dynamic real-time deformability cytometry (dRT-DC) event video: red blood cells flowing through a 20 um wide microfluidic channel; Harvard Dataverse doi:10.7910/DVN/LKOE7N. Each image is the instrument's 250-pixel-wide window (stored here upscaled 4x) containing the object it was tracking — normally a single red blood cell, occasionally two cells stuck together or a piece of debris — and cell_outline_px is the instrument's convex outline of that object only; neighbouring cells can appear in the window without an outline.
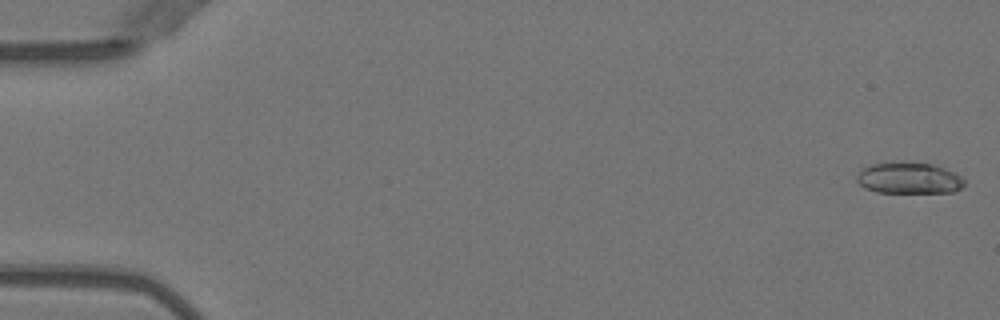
{"species": "Egyptian fruit bat (a non-hibernating species)", "species_latin": "Rousettus aegyptiacus", "temperature_condition": "warm", "stored_images_in_passage": 12, "camera_frame_rate_fps": 3000, "um_per_image_px": 0.085, "animal": {"sex": "female"}, "frame": {"image": 1, "passage_image": 1, "time_ms": 0.0, "image_size_px": [1000, 320], "cell_outline_px": [[964, 184], [960, 188], [952, 192], [876, 192], [864, 188], [856, 180], [856, 176], [864, 168], [872, 164], [892, 160], [932, 164], [944, 168], [960, 176], [964, 180]], "centroid_in_image_um": [77.21, 15.12], "position_along_channel_um": 7.8, "area_um2": 19.71}}